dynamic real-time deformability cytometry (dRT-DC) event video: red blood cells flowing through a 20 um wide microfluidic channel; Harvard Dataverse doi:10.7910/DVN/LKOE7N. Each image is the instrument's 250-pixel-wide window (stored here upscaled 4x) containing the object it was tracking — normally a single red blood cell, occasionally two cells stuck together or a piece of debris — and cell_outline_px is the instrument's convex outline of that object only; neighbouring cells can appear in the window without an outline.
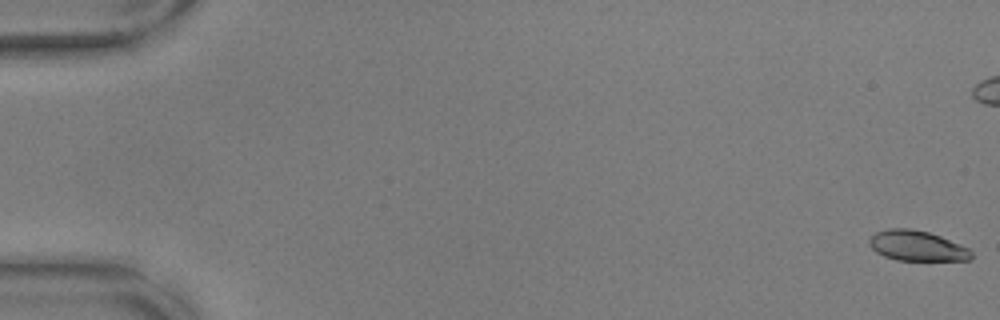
{"species": "common noctule bat (a hibernating species)", "species_latin": "Nyctalus noctula", "temperature_condition": "warm", "stored_images_in_passage": 8, "camera_frame_rate_fps": 3000, "um_per_image_px": 0.085, "animal": {"sex": "male", "body_mass_g": 17.9, "forearm_length_mm": 54.2}, "frame": {"image": 1, "passage_image": 1, "time_ms": 0.0, "image_size_px": [1000, 320], "cell_outline_px": [[972, 260], [896, 260], [884, 256], [876, 252], [868, 244], [868, 240], [876, 232], [888, 228], [908, 228], [928, 232], [940, 236], [960, 244], [968, 248], [972, 252]], "centroid_in_image_um": [77.93, 20.89], "position_along_channel_um": 7.1, "area_um2": 17.98}}